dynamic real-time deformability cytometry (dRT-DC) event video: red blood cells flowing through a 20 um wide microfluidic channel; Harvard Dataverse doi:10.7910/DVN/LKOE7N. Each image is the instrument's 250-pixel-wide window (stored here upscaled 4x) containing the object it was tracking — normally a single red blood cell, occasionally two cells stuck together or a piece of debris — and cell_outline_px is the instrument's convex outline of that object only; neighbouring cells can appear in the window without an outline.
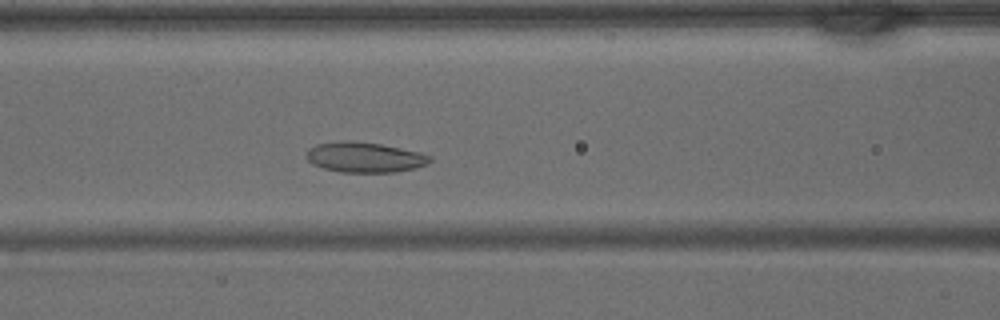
{"species": "common noctule bat (a hibernating species)", "species_latin": "Nyctalus noctula", "temperature_condition": "warm", "stored_images_in_passage": 38, "camera_frame_rate_fps": 3000, "um_per_image_px": 0.085, "animal": {"sex": "male", "body_mass_g": 15.6}, "frame": {"image": 1, "passage_image": 14, "time_ms": 4.333, "image_size_px": [1000, 320], "cell_outline_px": [[432, 160], [428, 164], [416, 168], [396, 172], [340, 172], [324, 168], [312, 164], [304, 156], [308, 148], [316, 144], [340, 140], [348, 140], [380, 144], [420, 152], [432, 156]], "centroid_in_image_um": [30.98, 13.36], "position_along_channel_um": 135.6, "area_um2": 22.02}}
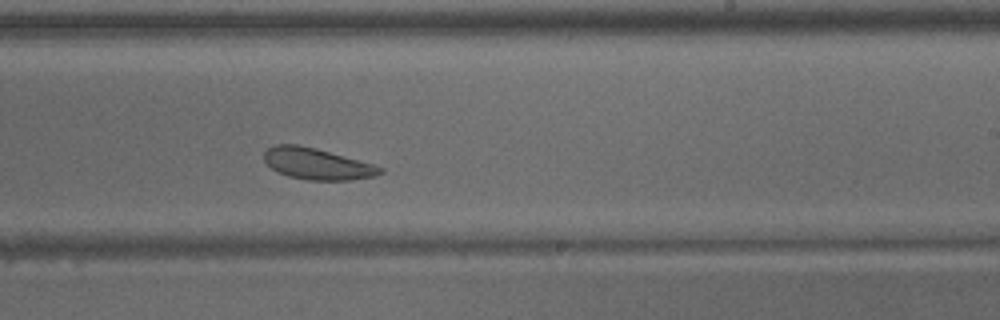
{"frame": {"image": 2, "passage_image": 22, "time_ms": 7.0, "image_size_px": [1000, 320], "cell_outline_px": [[384, 172], [376, 176], [348, 180], [308, 180], [288, 176], [276, 172], [264, 160], [264, 152], [268, 148], [276, 144], [296, 144], [316, 148], [372, 164], [384, 168]], "centroid_in_image_um": [26.94, 13.93], "position_along_channel_um": 262.1, "area_um2": 21.1}}
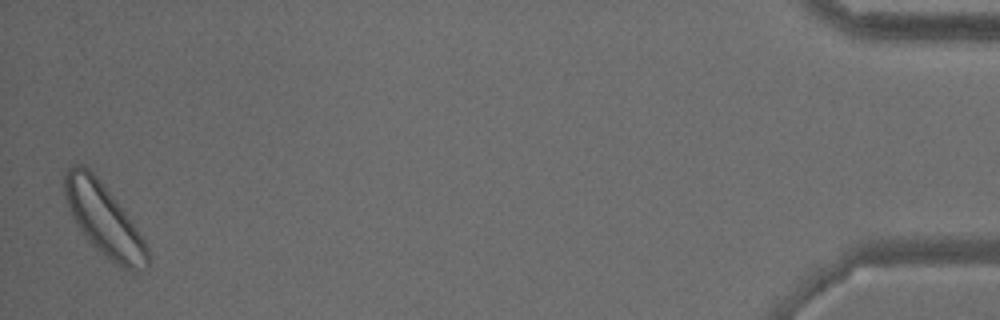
{"frame": {"image": 3, "passage_image": 38, "time_ms": 12.333, "image_size_px": [1000, 320], "cell_outline_px": [[148, 268], [136, 272], [132, 272], [120, 268], [112, 264], [88, 240], [76, 224], [68, 204], [64, 192], [64, 172], [72, 164], [84, 164], [100, 180], [116, 200], [136, 228], [144, 240], [148, 248]], "centroid_in_image_um": [8.84, 18.71], "position_along_channel_um": 426.4, "area_um2": 34.68}}